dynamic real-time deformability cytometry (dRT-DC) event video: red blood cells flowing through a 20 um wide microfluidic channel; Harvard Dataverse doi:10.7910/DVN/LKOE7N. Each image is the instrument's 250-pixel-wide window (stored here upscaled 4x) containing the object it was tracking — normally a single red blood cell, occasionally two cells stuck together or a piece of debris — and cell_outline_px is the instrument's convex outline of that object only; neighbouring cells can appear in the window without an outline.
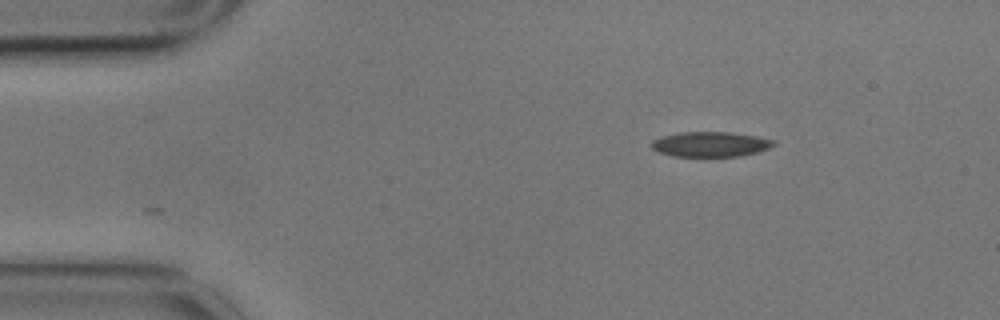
{"species": "common noctule bat (a hibernating species)", "species_latin": "Nyctalus noctula", "temperature_condition": "cold", "stored_images_in_passage": 2, "camera_frame_rate_fps": 3000, "um_per_image_px": 0.085, "animal": {"sex": "male", "body_mass_g": 17.9}, "frame": {"image": 1, "passage_image": 2, "time_ms": 0.333, "image_size_px": [1000, 320], "cell_outline_px": [[776, 144], [768, 148], [756, 152], [740, 156], [672, 156], [660, 152], [652, 148], [652, 140], [660, 136], [680, 132], [728, 132], [756, 136], [776, 140]], "centroid_in_image_um": [60.38, 12.25], "position_along_channel_um": 24.6, "area_um2": 17.74}}